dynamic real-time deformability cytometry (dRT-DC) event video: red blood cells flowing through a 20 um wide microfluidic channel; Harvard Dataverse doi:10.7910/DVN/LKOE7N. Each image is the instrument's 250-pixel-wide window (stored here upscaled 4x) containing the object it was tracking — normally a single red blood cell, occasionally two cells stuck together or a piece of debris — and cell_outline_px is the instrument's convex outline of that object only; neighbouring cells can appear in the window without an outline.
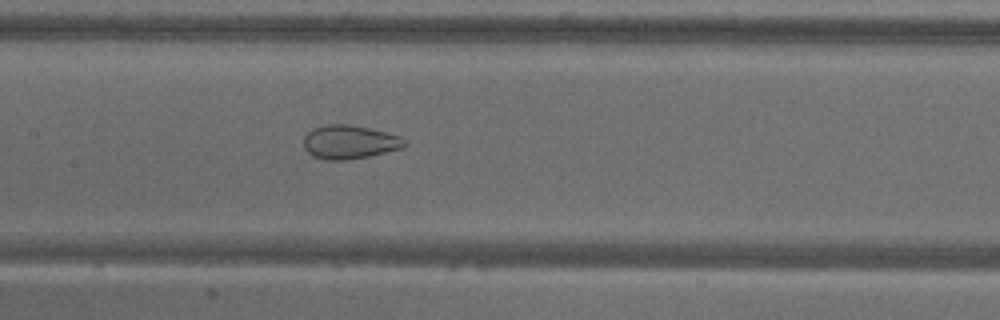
{"species": "common noctule bat (a hibernating species)", "species_latin": "Nyctalus noctula", "temperature_condition": "warm", "stored_images_in_passage": 54, "camera_frame_rate_fps": 3000, "um_per_image_px": 0.085, "animal": {"sex": "male", "body_mass_g": 18.8}, "frame": {"image": 1, "passage_image": 26, "time_ms": 8.333, "image_size_px": [1000, 320], "cell_outline_px": [[408, 144], [404, 148], [368, 156], [344, 160], [324, 160], [312, 156], [304, 148], [304, 136], [312, 128], [328, 124], [348, 124], [368, 128], [400, 136]], "centroid_in_image_um": [29.69, 12.08], "position_along_channel_um": 177.7, "area_um2": 19.83}}
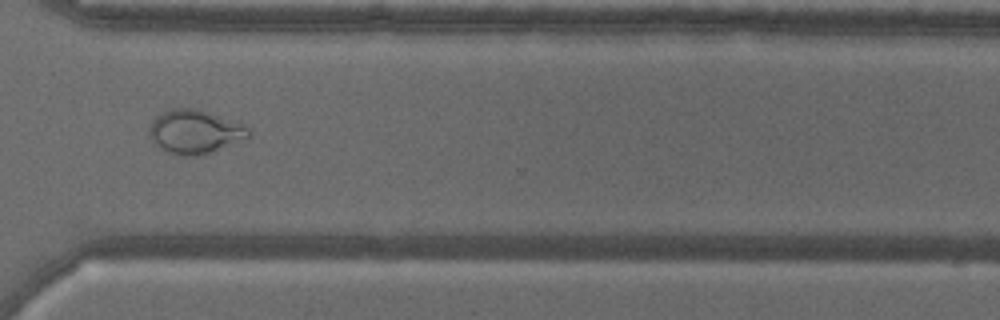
{"frame": {"image": 2, "passage_image": 40, "time_ms": 13.0, "image_size_px": [1000, 320], "cell_outline_px": [[252, 136], [248, 140], [204, 156], [184, 156], [168, 152], [156, 144], [152, 140], [148, 132], [148, 128], [152, 120], [160, 112], [172, 108], [196, 108], [244, 124], [252, 132]], "centroid_in_image_um": [16.63, 11.22], "position_along_channel_um": 354.0, "area_um2": 26.07}}
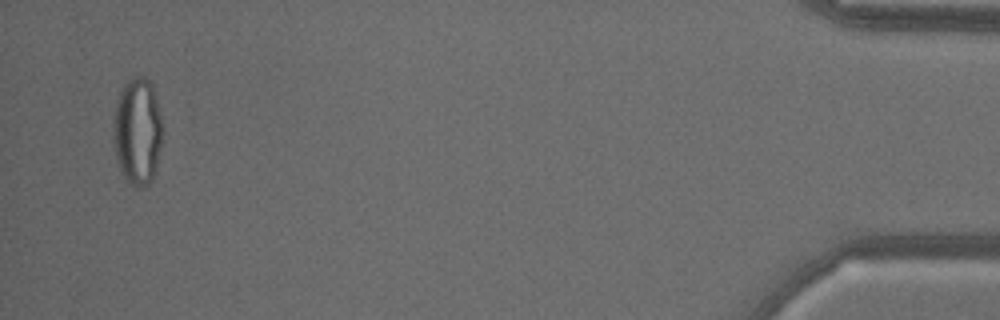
{"frame": {"image": 3, "passage_image": 52, "time_ms": 17.0, "image_size_px": [1000, 320], "cell_outline_px": [[164, 132], [156, 168], [152, 180], [144, 188], [140, 188], [132, 184], [124, 176], [116, 160], [112, 140], [112, 124], [116, 100], [124, 84], [132, 76], [144, 76], [152, 84], [156, 96], [164, 128]], "centroid_in_image_um": [11.68, 11.14], "position_along_channel_um": 423.5, "area_um2": 31.5}, "authors_computed_cell_mechanics": {"area_um2": 27.5128, "velocity_mm_per_s": 3.7893, "shape_relaxation_time_tau1_ms": null, "shape_relaxation_time_tau2_ms": 1.0759, "deformation_change_tau1": null, "deformation_change_tau2": 0.0755}}